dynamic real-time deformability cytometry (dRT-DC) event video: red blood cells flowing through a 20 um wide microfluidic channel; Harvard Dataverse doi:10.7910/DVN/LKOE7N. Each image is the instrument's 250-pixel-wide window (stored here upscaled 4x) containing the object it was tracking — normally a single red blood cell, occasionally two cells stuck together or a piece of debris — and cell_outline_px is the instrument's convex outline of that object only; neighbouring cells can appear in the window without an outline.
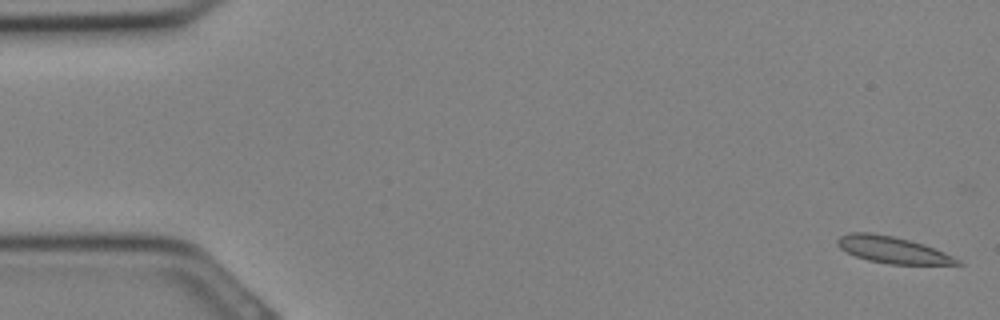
{"species": "Egyptian fruit bat (a non-hibernating species)", "species_latin": "Rousettus aegyptiacus", "temperature_condition": "cold", "stored_images_in_passage": 7, "camera_frame_rate_fps": 3000, "um_per_image_px": 0.085, "animal": {"sex": "female"}, "frame": {"image": 1, "passage_image": 1, "time_ms": 0.0, "image_size_px": [1000, 320], "cell_outline_px": [[964, 264], [888, 264], [868, 260], [856, 256], [840, 248], [836, 244], [836, 240], [840, 236], [848, 232], [868, 232], [892, 236], [924, 244], [944, 252], [960, 260]], "centroid_in_image_um": [75.84, 21.23], "position_along_channel_um": 9.2, "area_um2": 18.44}}